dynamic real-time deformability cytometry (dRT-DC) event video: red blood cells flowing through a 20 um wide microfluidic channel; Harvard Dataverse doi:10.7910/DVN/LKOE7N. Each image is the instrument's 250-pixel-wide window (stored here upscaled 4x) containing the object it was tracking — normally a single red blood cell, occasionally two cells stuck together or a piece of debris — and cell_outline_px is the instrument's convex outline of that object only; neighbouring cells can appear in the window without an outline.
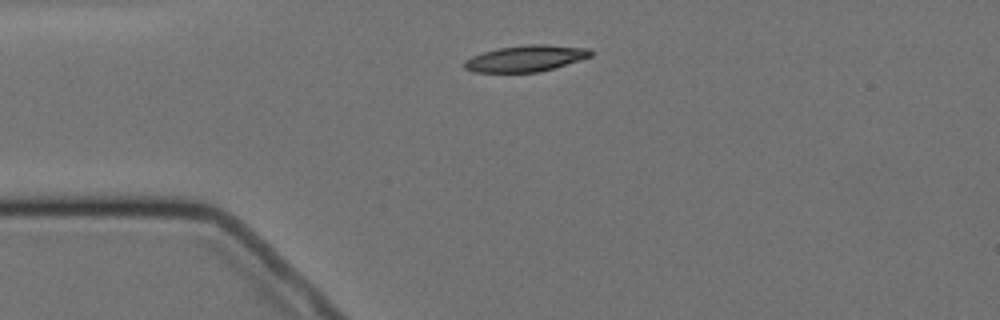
{"species": "Egyptian fruit bat (a non-hibernating species)", "species_latin": "Rousettus aegyptiacus", "temperature_condition": "cold", "stored_images_in_passage": 12, "camera_frame_rate_fps": 3000, "um_per_image_px": 0.085, "animal": {"sex": "female"}, "frame": {"image": 1, "passage_image": 1, "time_ms": 0.0, "image_size_px": [1000, 320], "cell_outline_px": [[592, 56], [580, 60], [540, 72], [476, 72], [464, 68], [464, 60], [472, 56], [484, 52], [500, 48], [528, 44], [544, 44], [588, 48], [592, 52]], "centroid_in_image_um": [44.7, 4.97], "position_along_channel_um": 40.3, "area_um2": 19.19}}
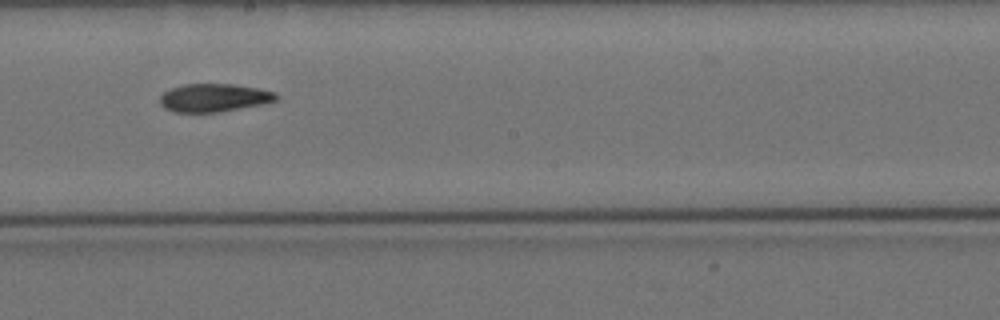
{"frame": {"image": 2, "passage_image": 6, "time_ms": 6.0, "image_size_px": [1000, 320], "cell_outline_px": [[276, 100], [260, 104], [216, 112], [176, 112], [164, 108], [160, 104], [160, 96], [168, 88], [184, 84], [232, 84], [256, 88], [276, 92]], "centroid_in_image_um": [18.11, 8.3], "position_along_channel_um": 230.1, "area_um2": 18.79}}
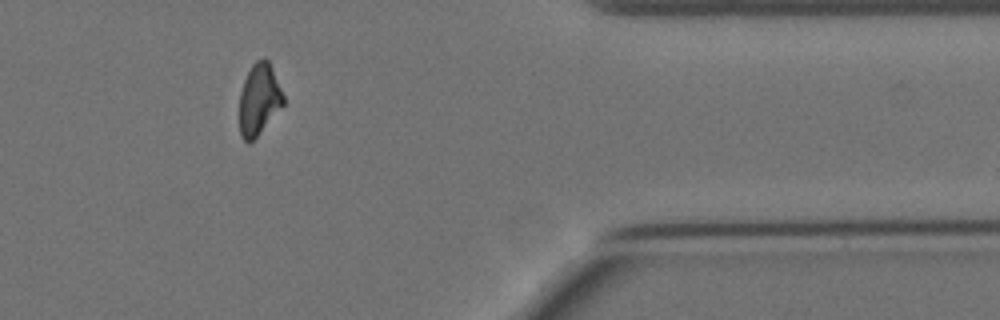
{"frame": {"image": 3, "passage_image": 10, "time_ms": 11.333, "image_size_px": [1000, 320], "cell_outline_px": [[284, 104], [256, 136], [248, 144], [240, 136], [240, 92], [244, 80], [252, 64], [256, 60], [264, 56], [268, 60], [284, 96]], "centroid_in_image_um": [22.0, 8.42], "position_along_channel_um": 389.4, "area_um2": 17.98}, "authors_computed_cell_mechanics": {"area_um2": 18.785, "velocity_mm_per_s": 3.4861, "shape_relaxation_time_tau1_ms": 7.3596, "shape_relaxation_time_tau2_ms": 2.7573, "deformation_change_tau1": 0.1647, "deformation_change_tau2": 0.0816}}